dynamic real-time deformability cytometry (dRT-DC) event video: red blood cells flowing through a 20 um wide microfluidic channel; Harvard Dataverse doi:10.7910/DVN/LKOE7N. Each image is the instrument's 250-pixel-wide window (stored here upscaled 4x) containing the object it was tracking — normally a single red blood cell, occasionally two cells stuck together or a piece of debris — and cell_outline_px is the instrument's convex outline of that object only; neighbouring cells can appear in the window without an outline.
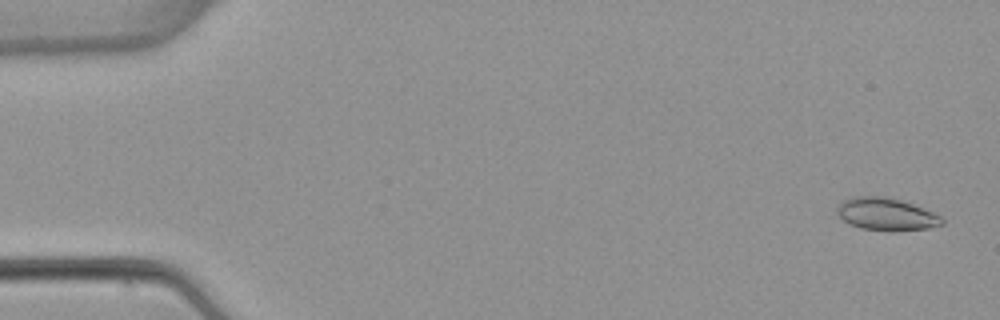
{"species": "common noctule bat (a hibernating species)", "species_latin": "Nyctalus noctula", "temperature_condition": "warm", "stored_images_in_passage": 4, "camera_frame_rate_fps": 3000, "um_per_image_px": 0.085, "animal": {"sex": "female", "body_mass_g": 22.7, "forearm_length_mm": 54.2}, "frame": {"image": 1, "passage_image": 1, "time_ms": 0.0, "image_size_px": [1000, 320], "cell_outline_px": [[944, 224], [928, 228], [860, 228], [844, 220], [836, 212], [836, 208], [844, 200], [860, 196], [884, 196], [900, 200], [912, 204], [932, 212], [940, 216], [944, 220]], "centroid_in_image_um": [75.32, 18.16], "position_along_channel_um": 9.7, "area_um2": 18.73}}
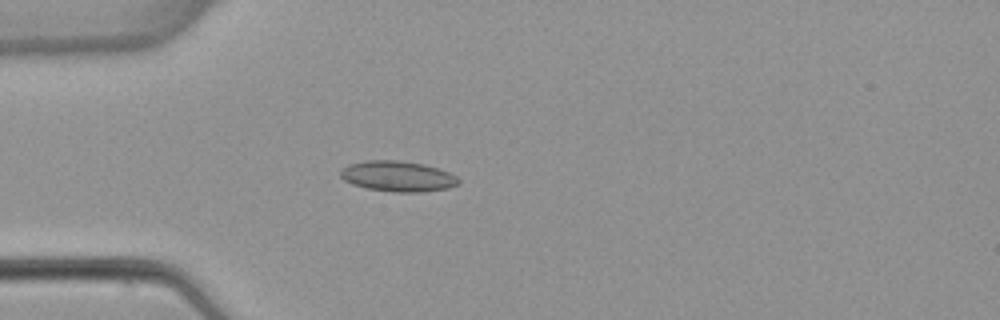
{"frame": {"image": 2, "passage_image": 4, "time_ms": 4.333, "image_size_px": [1000, 320], "cell_outline_px": [[460, 184], [448, 188], [420, 192], [392, 192], [368, 188], [352, 184], [344, 180], [340, 176], [340, 172], [348, 164], [368, 160], [396, 160], [424, 164], [448, 172], [456, 176], [460, 180]], "centroid_in_image_um": [33.82, 14.98], "position_along_channel_um": 51.2, "area_um2": 20.92}}